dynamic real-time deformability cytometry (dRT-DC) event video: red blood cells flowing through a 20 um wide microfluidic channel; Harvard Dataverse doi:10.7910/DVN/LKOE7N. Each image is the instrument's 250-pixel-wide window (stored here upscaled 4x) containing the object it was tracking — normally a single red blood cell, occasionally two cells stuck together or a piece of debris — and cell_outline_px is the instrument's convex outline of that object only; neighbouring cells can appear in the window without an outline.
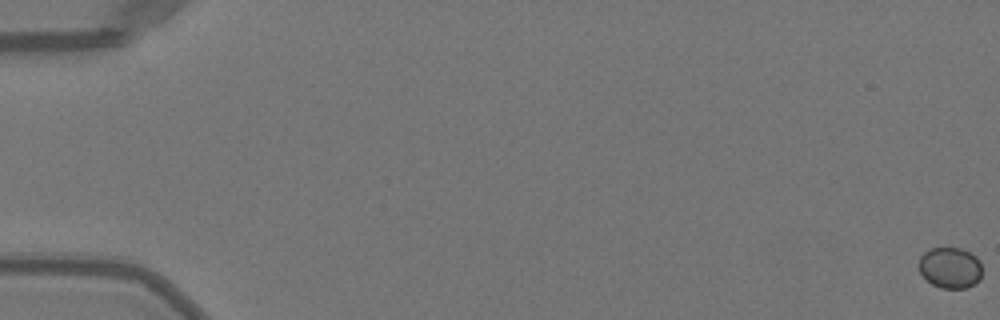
{"species": "Egyptian fruit bat (a non-hibernating species)", "species_latin": "Rousettus aegyptiacus", "temperature_condition": "warm", "stored_images_in_passage": 54, "camera_frame_rate_fps": 3000, "um_per_image_px": 0.085, "animal": {"sex": "female"}, "frame": {"image": 1, "passage_image": 1, "time_ms": 0.0, "image_size_px": [1000, 320], "cell_outline_px": [[980, 280], [976, 284], [968, 288], [940, 288], [932, 284], [920, 272], [916, 264], [920, 256], [924, 252], [932, 248], [960, 248], [976, 256], [980, 260]], "centroid_in_image_um": [80.74, 22.76], "position_along_channel_um": 4.3, "area_um2": 15.26}}
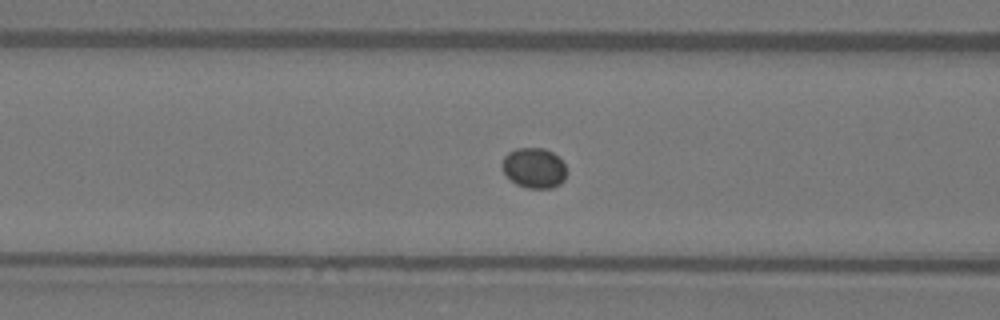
{"frame": {"image": 2, "passage_image": 23, "time_ms": 7.333, "image_size_px": [1000, 320], "cell_outline_px": [[568, 172], [564, 180], [560, 184], [552, 188], [528, 188], [516, 184], [504, 172], [500, 164], [504, 156], [508, 152], [516, 148], [544, 148], [552, 152], [564, 164]], "centroid_in_image_um": [45.39, 14.27], "position_along_channel_um": 121.2, "area_um2": 15.2}}
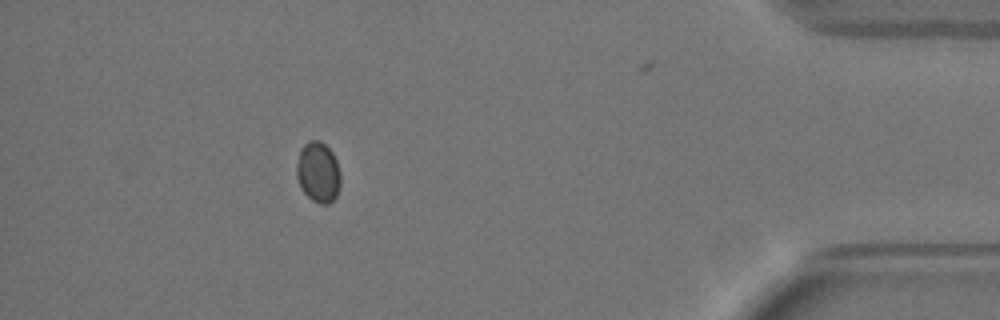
{"frame": {"image": 3, "passage_image": 48, "time_ms": 15.667, "image_size_px": [1000, 320], "cell_outline_px": [[340, 188], [336, 196], [328, 204], [320, 204], [312, 200], [300, 188], [296, 176], [296, 164], [300, 148], [308, 140], [320, 140], [332, 152], [336, 160], [340, 172]], "centroid_in_image_um": [27.03, 14.63], "position_along_channel_um": 408.2, "area_um2": 15.72}}